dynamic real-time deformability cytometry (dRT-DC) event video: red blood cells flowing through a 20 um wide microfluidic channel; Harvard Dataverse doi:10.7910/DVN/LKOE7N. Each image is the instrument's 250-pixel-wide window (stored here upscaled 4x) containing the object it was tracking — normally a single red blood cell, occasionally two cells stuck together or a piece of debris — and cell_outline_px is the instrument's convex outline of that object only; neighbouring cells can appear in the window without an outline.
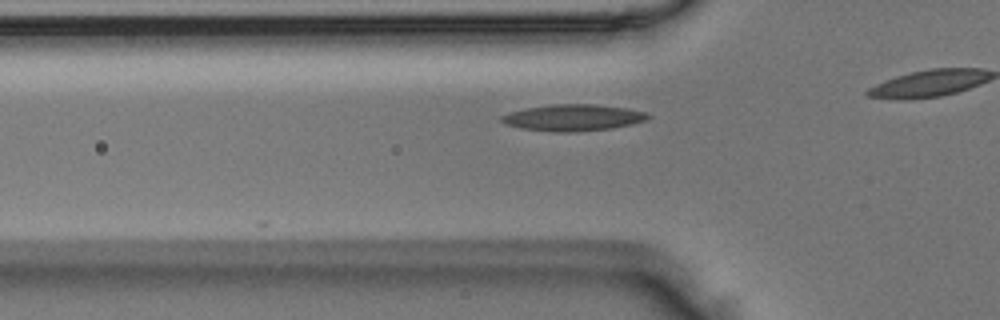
{"species": "Egyptian fruit bat (a non-hibernating species)", "species_latin": "Rousettus aegyptiacus", "temperature_condition": "room temperature", "stored_images_in_passage": 8, "camera_frame_rate_fps": 3000, "um_per_image_px": 0.085, "animal": {"sex": "male"}, "frame": {"image": 1, "passage_image": 6, "time_ms": 1.667, "image_size_px": [1000, 320], "cell_outline_px": [[652, 116], [648, 120], [632, 124], [612, 128], [572, 132], [552, 132], [520, 128], [504, 124], [500, 120], [500, 116], [524, 108], [552, 104], [596, 104], [628, 108], [648, 112]], "centroid_in_image_um": [48.75, 9.99], "position_along_channel_um": 77.1, "area_um2": 22.89}}